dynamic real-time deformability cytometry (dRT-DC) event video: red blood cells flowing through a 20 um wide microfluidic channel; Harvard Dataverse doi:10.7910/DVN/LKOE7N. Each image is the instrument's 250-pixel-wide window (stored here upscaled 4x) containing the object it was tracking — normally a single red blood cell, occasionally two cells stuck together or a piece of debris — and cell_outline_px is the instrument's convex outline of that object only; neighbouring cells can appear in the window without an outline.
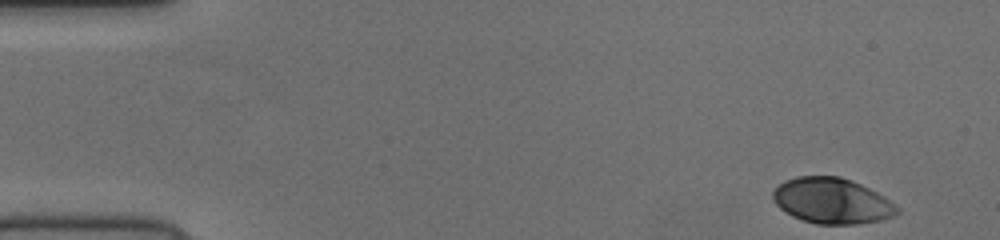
{"species": "human", "species_latin": "Homo sapiens", "temperature_condition": "cold", "stored_images_in_passage": 13, "camera_frame_rate_fps": 3000, "um_per_image_px": 0.085, "donor": {"sex": "female"}, "frame": {"image": 1, "passage_image": 1, "time_ms": 0.0, "image_size_px": [1000, 240], "cell_outline_px": [[900, 212], [892, 216], [880, 220], [856, 224], [816, 224], [792, 216], [780, 208], [772, 200], [772, 192], [784, 180], [796, 176], [840, 176], [852, 180], [884, 196], [900, 208]], "centroid_in_image_um": [70.71, 17.06], "position_along_channel_um": 14.3, "area_um2": 33.06}}